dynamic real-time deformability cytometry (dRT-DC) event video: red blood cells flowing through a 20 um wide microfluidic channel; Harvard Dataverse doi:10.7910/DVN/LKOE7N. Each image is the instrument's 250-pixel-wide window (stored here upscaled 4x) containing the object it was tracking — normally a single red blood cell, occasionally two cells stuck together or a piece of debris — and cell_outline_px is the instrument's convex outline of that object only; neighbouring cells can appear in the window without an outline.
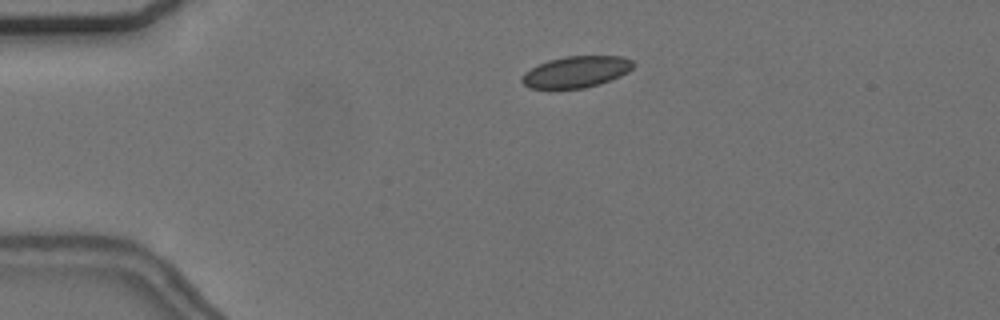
{"species": "common noctule bat (a hibernating species)", "species_latin": "Nyctalus noctula", "temperature_condition": "cold", "stored_images_in_passage": 41, "camera_frame_rate_fps": 3000, "um_per_image_px": 0.085, "animal": {"sex": "female", "body_mass_g": 24.6, "forearm_length_mm": 56.2}, "frame": {"image": 1, "passage_image": 1, "time_ms": 0.0, "image_size_px": [1000, 320], "cell_outline_px": [[636, 64], [628, 72], [620, 76], [600, 84], [584, 88], [528, 88], [520, 80], [524, 72], [548, 60], [564, 56], [624, 56], [632, 60]], "centroid_in_image_um": [49.0, 6.1], "position_along_channel_um": 36.0, "area_um2": 20.4}}
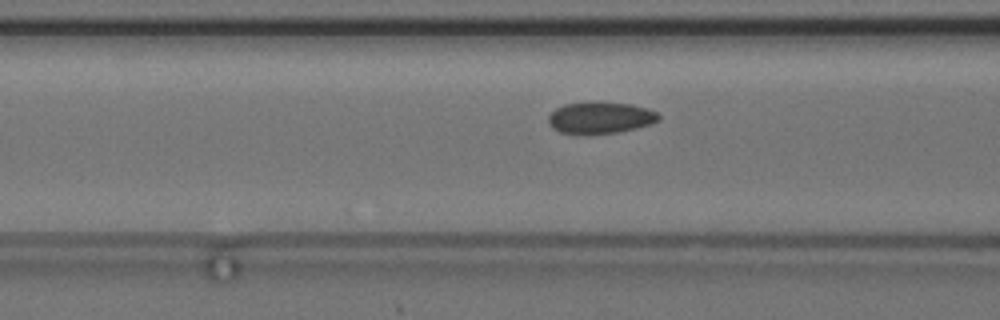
{"frame": {"image": 2, "passage_image": 11, "time_ms": 3.333, "image_size_px": [1000, 320], "cell_outline_px": [[660, 120], [652, 124], [620, 132], [588, 136], [580, 136], [560, 132], [552, 128], [548, 124], [548, 116], [556, 108], [564, 104], [632, 104], [648, 108], [656, 112], [660, 116]], "centroid_in_image_um": [51.02, 10.08], "position_along_channel_um": 115.6, "area_um2": 20.4}}
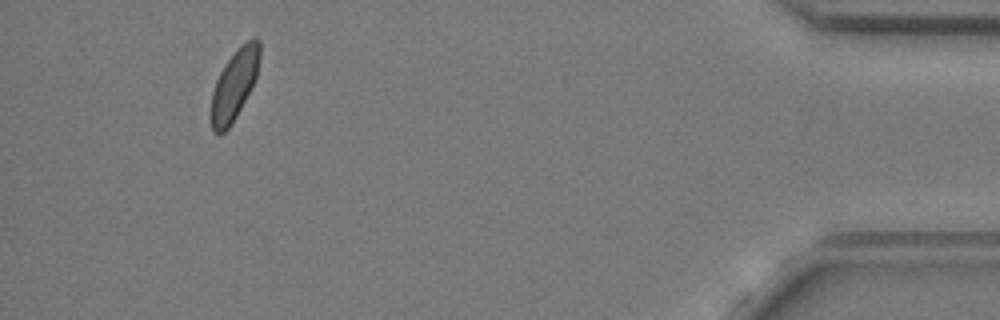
{"frame": {"image": 3, "passage_image": 41, "time_ms": 13.333, "image_size_px": [1000, 320], "cell_outline_px": [[260, 56], [256, 80], [252, 88], [236, 116], [228, 128], [220, 136], [212, 132], [212, 92], [216, 80], [224, 64], [240, 44], [256, 36], [260, 40]], "centroid_in_image_um": [19.95, 7.17], "position_along_channel_um": 415.3, "area_um2": 20.0}, "authors_computed_cell_mechanics": {"area_um2": 20.6346, "velocity_mm_per_s": 3.6642, "shape_relaxation_time_tau1_ms": 1.967, "shape_relaxation_time_tau2_ms": 1.3741, "deformation_change_tau1": 0.0364, "deformation_change_tau2": 0.0494}}